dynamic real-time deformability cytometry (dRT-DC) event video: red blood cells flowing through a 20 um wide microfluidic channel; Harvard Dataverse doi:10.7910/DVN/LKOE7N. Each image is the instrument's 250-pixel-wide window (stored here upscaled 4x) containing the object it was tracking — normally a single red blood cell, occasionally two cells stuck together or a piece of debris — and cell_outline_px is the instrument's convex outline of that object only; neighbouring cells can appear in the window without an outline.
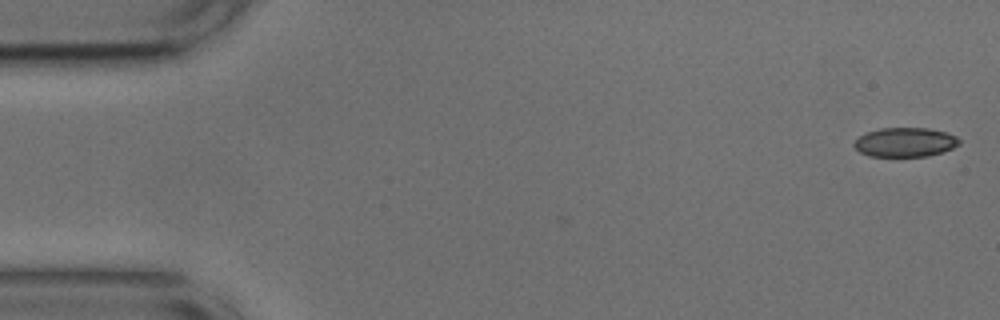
{"species": "common noctule bat (a hibernating species)", "species_latin": "Nyctalus noctula", "temperature_condition": "cold", "stored_images_in_passage": 31, "camera_frame_rate_fps": 3000, "um_per_image_px": 0.085, "animal": {"sex": "male", "body_mass_g": 17.9, "forearm_length_mm": 54.2}, "frame": {"image": 1, "passage_image": 1, "time_ms": 0.0, "image_size_px": [1000, 320], "cell_outline_px": [[960, 144], [952, 148], [928, 156], [868, 156], [860, 152], [852, 144], [860, 136], [868, 132], [880, 128], [928, 128], [948, 132], [956, 136], [960, 140]], "centroid_in_image_um": [76.95, 12.08], "position_along_channel_um": 8.1, "area_um2": 17.86}}
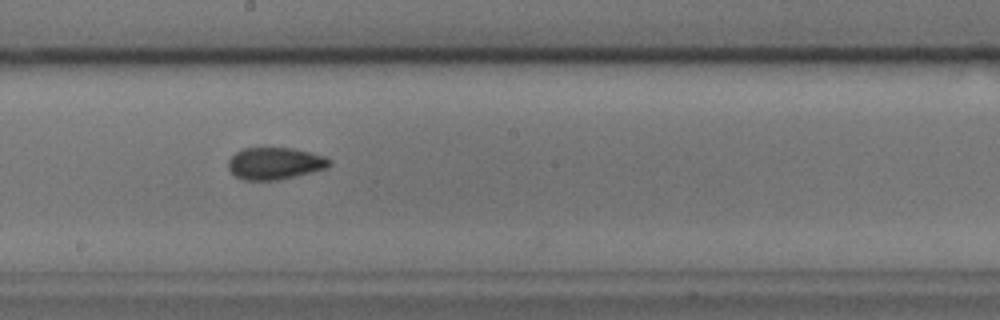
{"frame": {"image": 2, "passage_image": 28, "time_ms": 9.0, "image_size_px": [1000, 320], "cell_outline_px": [[332, 164], [328, 168], [280, 180], [244, 180], [236, 176], [228, 168], [228, 160], [236, 152], [244, 148], [292, 148], [324, 156], [332, 160]], "centroid_in_image_um": [23.39, 13.9], "position_along_channel_um": 224.8, "area_um2": 18.9}}